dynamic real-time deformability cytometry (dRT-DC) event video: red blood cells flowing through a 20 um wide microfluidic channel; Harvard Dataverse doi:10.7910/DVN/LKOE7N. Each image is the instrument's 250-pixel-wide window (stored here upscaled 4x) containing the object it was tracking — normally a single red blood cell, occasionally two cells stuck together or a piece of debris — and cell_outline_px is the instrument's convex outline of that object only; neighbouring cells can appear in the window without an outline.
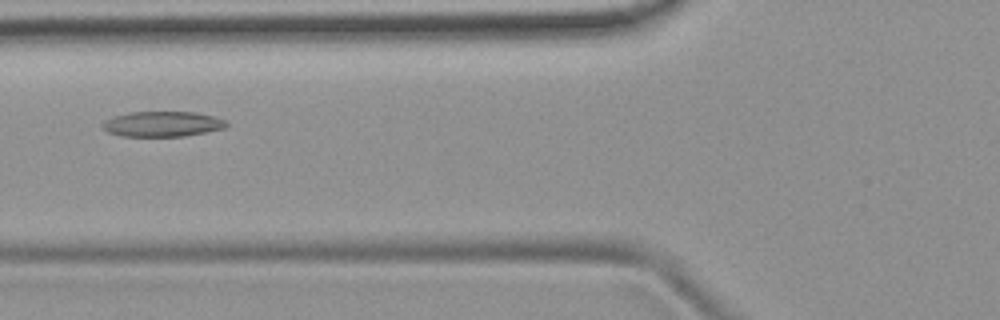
{"species": "common noctule bat (a hibernating species)", "species_latin": "Nyctalus noctula", "temperature_condition": "room temperature", "stored_images_in_passage": 38, "camera_frame_rate_fps": 3000, "um_per_image_px": 0.085, "animal": {"sex": "female", "body_mass_g": 19.9}, "frame": {"image": 1, "passage_image": 6, "time_ms": 1.667, "image_size_px": [1000, 320], "cell_outline_px": [[228, 124], [224, 128], [184, 136], [120, 136], [108, 132], [100, 128], [100, 124], [112, 116], [128, 112], [196, 112], [216, 116], [224, 120]], "centroid_in_image_um": [13.75, 10.53], "position_along_channel_um": 112.0, "area_um2": 18.38}}
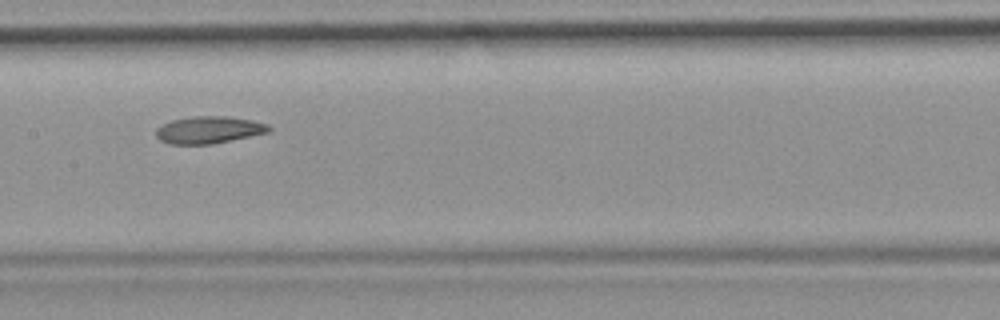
{"frame": {"image": 2, "passage_image": 12, "time_ms": 3.667, "image_size_px": [1000, 320], "cell_outline_px": [[272, 128], [268, 132], [212, 144], [172, 144], [160, 140], [156, 136], [156, 128], [160, 124], [172, 120], [192, 116], [228, 116], [252, 120], [268, 124]], "centroid_in_image_um": [17.73, 11.03], "position_along_channel_um": 189.7, "area_um2": 17.86}, "authors_computed_cell_mechanics": {"area_um2": 18.3226, "velocity_mm_per_s": 3.8847, "shape_relaxation_time_tau1_ms": null, "shape_relaxation_time_tau2_ms": 4.3207, "deformation_change_tau1": null, "deformation_change_tau2": 0.1171}}